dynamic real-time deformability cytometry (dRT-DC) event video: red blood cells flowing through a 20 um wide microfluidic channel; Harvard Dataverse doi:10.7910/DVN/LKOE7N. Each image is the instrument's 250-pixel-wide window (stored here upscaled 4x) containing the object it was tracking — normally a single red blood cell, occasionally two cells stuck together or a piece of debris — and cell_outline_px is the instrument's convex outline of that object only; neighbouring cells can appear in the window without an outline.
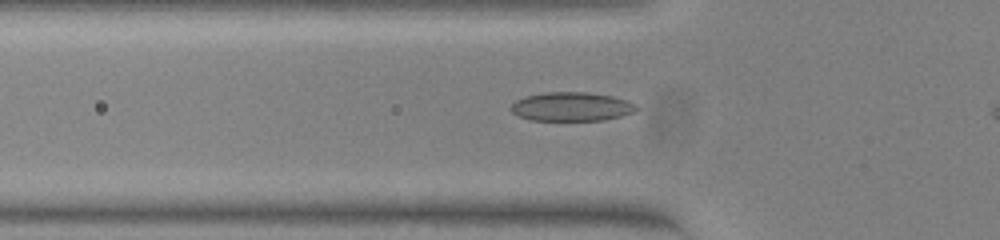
{"species": "common noctule bat (a hibernating species)", "species_latin": "Nyctalus noctula", "temperature_condition": "warm", "stored_images_in_passage": 40, "camera_frame_rate_fps": 3000, "um_per_image_px": 0.085, "animal": {"sex": "female", "body_mass_g": 23.0, "forearm_length_mm": 53.4}, "frame": {"image": 1, "passage_image": 11, "time_ms": 3.333, "image_size_px": [1000, 240], "cell_outline_px": [[640, 108], [632, 112], [620, 116], [604, 120], [532, 120], [520, 116], [512, 112], [508, 108], [516, 100], [528, 96], [544, 92], [588, 92], [612, 96], [628, 100], [636, 104]], "centroid_in_image_um": [48.6, 9.06], "position_along_channel_um": 77.2, "area_um2": 21.1}}
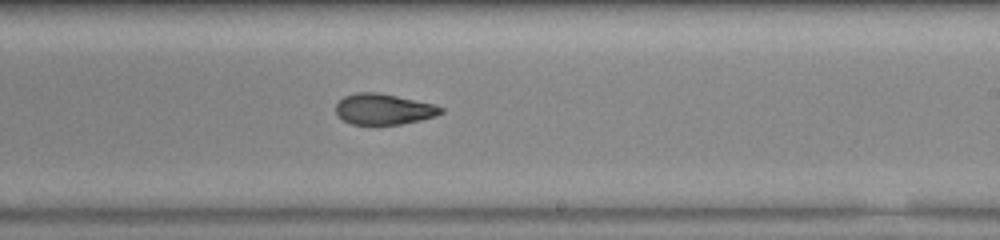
{"frame": {"image": 2, "passage_image": 25, "time_ms": 8.0, "image_size_px": [1000, 240], "cell_outline_px": [[444, 112], [436, 116], [420, 120], [400, 124], [352, 124], [344, 120], [336, 112], [336, 104], [344, 96], [356, 92], [376, 92], [436, 104], [444, 108]], "centroid_in_image_um": [32.64, 9.27], "position_along_channel_um": 256.4, "area_um2": 18.79}}
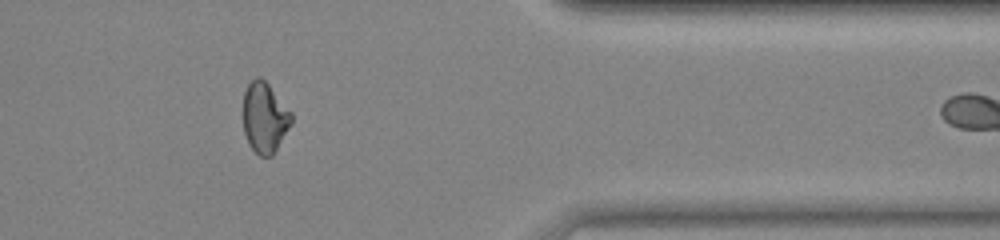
{"frame": {"image": 3, "passage_image": 37, "time_ms": 12.0, "image_size_px": [1000, 240], "cell_outline_px": [[292, 124], [272, 156], [260, 156], [248, 144], [244, 132], [244, 92], [248, 84], [256, 76], [260, 76], [268, 84], [292, 112]], "centroid_in_image_um": [22.51, 10.0], "position_along_channel_um": 388.9, "area_um2": 19.77}, "authors_computed_cell_mechanics": {"area_um2": 20.1722, "velocity_mm_per_s": 3.831, "shape_relaxation_time_tau1_ms": null, "shape_relaxation_time_tau2_ms": 1.7726, "deformation_change_tau1": null, "deformation_change_tau2": 0.072}}